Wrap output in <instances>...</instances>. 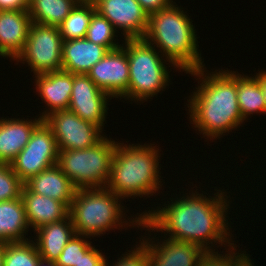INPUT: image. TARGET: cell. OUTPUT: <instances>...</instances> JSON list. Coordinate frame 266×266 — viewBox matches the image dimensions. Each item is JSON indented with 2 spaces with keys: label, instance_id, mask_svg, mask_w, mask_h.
<instances>
[{
  "label": "cell",
  "instance_id": "15",
  "mask_svg": "<svg viewBox=\"0 0 266 266\" xmlns=\"http://www.w3.org/2000/svg\"><path fill=\"white\" fill-rule=\"evenodd\" d=\"M36 90L46 103L48 109L42 112L43 120L51 113L69 108L73 86V74L65 70H58L34 76Z\"/></svg>",
  "mask_w": 266,
  "mask_h": 266
},
{
  "label": "cell",
  "instance_id": "8",
  "mask_svg": "<svg viewBox=\"0 0 266 266\" xmlns=\"http://www.w3.org/2000/svg\"><path fill=\"white\" fill-rule=\"evenodd\" d=\"M62 43L59 27L32 22L24 49L15 60L26 62L34 75L62 70Z\"/></svg>",
  "mask_w": 266,
  "mask_h": 266
},
{
  "label": "cell",
  "instance_id": "29",
  "mask_svg": "<svg viewBox=\"0 0 266 266\" xmlns=\"http://www.w3.org/2000/svg\"><path fill=\"white\" fill-rule=\"evenodd\" d=\"M23 185L11 165L0 164V202L19 198Z\"/></svg>",
  "mask_w": 266,
  "mask_h": 266
},
{
  "label": "cell",
  "instance_id": "18",
  "mask_svg": "<svg viewBox=\"0 0 266 266\" xmlns=\"http://www.w3.org/2000/svg\"><path fill=\"white\" fill-rule=\"evenodd\" d=\"M21 198L28 225L34 231L46 224L64 220L69 215V208L63 202L33 193L25 185Z\"/></svg>",
  "mask_w": 266,
  "mask_h": 266
},
{
  "label": "cell",
  "instance_id": "26",
  "mask_svg": "<svg viewBox=\"0 0 266 266\" xmlns=\"http://www.w3.org/2000/svg\"><path fill=\"white\" fill-rule=\"evenodd\" d=\"M40 261L33 240L6 243L3 266H39Z\"/></svg>",
  "mask_w": 266,
  "mask_h": 266
},
{
  "label": "cell",
  "instance_id": "28",
  "mask_svg": "<svg viewBox=\"0 0 266 266\" xmlns=\"http://www.w3.org/2000/svg\"><path fill=\"white\" fill-rule=\"evenodd\" d=\"M85 237V238H84ZM86 235L75 234L56 260L58 266H75L93 246ZM86 239V240H85Z\"/></svg>",
  "mask_w": 266,
  "mask_h": 266
},
{
  "label": "cell",
  "instance_id": "13",
  "mask_svg": "<svg viewBox=\"0 0 266 266\" xmlns=\"http://www.w3.org/2000/svg\"><path fill=\"white\" fill-rule=\"evenodd\" d=\"M87 75L100 90L112 98L122 99L129 86V63L126 51L122 47L108 51Z\"/></svg>",
  "mask_w": 266,
  "mask_h": 266
},
{
  "label": "cell",
  "instance_id": "36",
  "mask_svg": "<svg viewBox=\"0 0 266 266\" xmlns=\"http://www.w3.org/2000/svg\"><path fill=\"white\" fill-rule=\"evenodd\" d=\"M6 242L0 240V266H3Z\"/></svg>",
  "mask_w": 266,
  "mask_h": 266
},
{
  "label": "cell",
  "instance_id": "12",
  "mask_svg": "<svg viewBox=\"0 0 266 266\" xmlns=\"http://www.w3.org/2000/svg\"><path fill=\"white\" fill-rule=\"evenodd\" d=\"M96 11L115 29H120L124 39L143 38L148 26V14L137 0H92Z\"/></svg>",
  "mask_w": 266,
  "mask_h": 266
},
{
  "label": "cell",
  "instance_id": "19",
  "mask_svg": "<svg viewBox=\"0 0 266 266\" xmlns=\"http://www.w3.org/2000/svg\"><path fill=\"white\" fill-rule=\"evenodd\" d=\"M108 50L86 38L62 43V70L72 74H87Z\"/></svg>",
  "mask_w": 266,
  "mask_h": 266
},
{
  "label": "cell",
  "instance_id": "9",
  "mask_svg": "<svg viewBox=\"0 0 266 266\" xmlns=\"http://www.w3.org/2000/svg\"><path fill=\"white\" fill-rule=\"evenodd\" d=\"M58 152L53 131L43 120L10 165L19 179L25 183L41 171L56 165Z\"/></svg>",
  "mask_w": 266,
  "mask_h": 266
},
{
  "label": "cell",
  "instance_id": "38",
  "mask_svg": "<svg viewBox=\"0 0 266 266\" xmlns=\"http://www.w3.org/2000/svg\"><path fill=\"white\" fill-rule=\"evenodd\" d=\"M39 266H58V265L56 264V262L45 261L41 259Z\"/></svg>",
  "mask_w": 266,
  "mask_h": 266
},
{
  "label": "cell",
  "instance_id": "24",
  "mask_svg": "<svg viewBox=\"0 0 266 266\" xmlns=\"http://www.w3.org/2000/svg\"><path fill=\"white\" fill-rule=\"evenodd\" d=\"M237 98L244 120L253 113H265L264 94L256 75L249 77L237 73Z\"/></svg>",
  "mask_w": 266,
  "mask_h": 266
},
{
  "label": "cell",
  "instance_id": "17",
  "mask_svg": "<svg viewBox=\"0 0 266 266\" xmlns=\"http://www.w3.org/2000/svg\"><path fill=\"white\" fill-rule=\"evenodd\" d=\"M42 118L25 120L16 118L0 119V164L10 165L19 152L27 145L34 129Z\"/></svg>",
  "mask_w": 266,
  "mask_h": 266
},
{
  "label": "cell",
  "instance_id": "25",
  "mask_svg": "<svg viewBox=\"0 0 266 266\" xmlns=\"http://www.w3.org/2000/svg\"><path fill=\"white\" fill-rule=\"evenodd\" d=\"M96 12L92 0H80L58 26L63 41L85 38L91 18Z\"/></svg>",
  "mask_w": 266,
  "mask_h": 266
},
{
  "label": "cell",
  "instance_id": "11",
  "mask_svg": "<svg viewBox=\"0 0 266 266\" xmlns=\"http://www.w3.org/2000/svg\"><path fill=\"white\" fill-rule=\"evenodd\" d=\"M112 97L100 90L87 74H73L69 110L81 119L92 122L101 129L107 115V102Z\"/></svg>",
  "mask_w": 266,
  "mask_h": 266
},
{
  "label": "cell",
  "instance_id": "21",
  "mask_svg": "<svg viewBox=\"0 0 266 266\" xmlns=\"http://www.w3.org/2000/svg\"><path fill=\"white\" fill-rule=\"evenodd\" d=\"M36 247L42 260L56 262L67 243L76 234L71 217L52 222L35 230ZM37 240V241H36Z\"/></svg>",
  "mask_w": 266,
  "mask_h": 266
},
{
  "label": "cell",
  "instance_id": "16",
  "mask_svg": "<svg viewBox=\"0 0 266 266\" xmlns=\"http://www.w3.org/2000/svg\"><path fill=\"white\" fill-rule=\"evenodd\" d=\"M31 17L28 10L0 11V56L13 61L23 51Z\"/></svg>",
  "mask_w": 266,
  "mask_h": 266
},
{
  "label": "cell",
  "instance_id": "31",
  "mask_svg": "<svg viewBox=\"0 0 266 266\" xmlns=\"http://www.w3.org/2000/svg\"><path fill=\"white\" fill-rule=\"evenodd\" d=\"M139 242L140 244L136 245V248L133 247L134 250L122 254L123 257L121 256L117 262L115 261L113 266H149L147 243L143 238L142 241L140 238ZM105 266H109L107 262L105 263Z\"/></svg>",
  "mask_w": 266,
  "mask_h": 266
},
{
  "label": "cell",
  "instance_id": "2",
  "mask_svg": "<svg viewBox=\"0 0 266 266\" xmlns=\"http://www.w3.org/2000/svg\"><path fill=\"white\" fill-rule=\"evenodd\" d=\"M204 68L188 72L201 79L197 90L187 99L189 118L203 137L214 140L237 129L244 119L238 104L236 71L221 69L207 75Z\"/></svg>",
  "mask_w": 266,
  "mask_h": 266
},
{
  "label": "cell",
  "instance_id": "6",
  "mask_svg": "<svg viewBox=\"0 0 266 266\" xmlns=\"http://www.w3.org/2000/svg\"><path fill=\"white\" fill-rule=\"evenodd\" d=\"M124 40L122 48L127 53L129 63V86L122 98H131V101L135 102L152 99L151 97L157 96L161 90L169 86L170 72L165 64L170 63L174 68L177 67L171 61L164 60V56L157 52L160 49L156 50V45L149 44L143 38Z\"/></svg>",
  "mask_w": 266,
  "mask_h": 266
},
{
  "label": "cell",
  "instance_id": "5",
  "mask_svg": "<svg viewBox=\"0 0 266 266\" xmlns=\"http://www.w3.org/2000/svg\"><path fill=\"white\" fill-rule=\"evenodd\" d=\"M120 199L122 198L107 187L77 189L69 207V216L76 234L93 238L105 234L106 231L108 232L113 228H123V224L124 228L127 225L129 227L136 225L139 228L142 217L138 215L133 220L130 219L128 224L124 218L126 217L125 213L123 214L124 207L118 201Z\"/></svg>",
  "mask_w": 266,
  "mask_h": 266
},
{
  "label": "cell",
  "instance_id": "34",
  "mask_svg": "<svg viewBox=\"0 0 266 266\" xmlns=\"http://www.w3.org/2000/svg\"><path fill=\"white\" fill-rule=\"evenodd\" d=\"M28 0H0V11L28 10Z\"/></svg>",
  "mask_w": 266,
  "mask_h": 266
},
{
  "label": "cell",
  "instance_id": "32",
  "mask_svg": "<svg viewBox=\"0 0 266 266\" xmlns=\"http://www.w3.org/2000/svg\"><path fill=\"white\" fill-rule=\"evenodd\" d=\"M107 259L95 247H92L75 266H105Z\"/></svg>",
  "mask_w": 266,
  "mask_h": 266
},
{
  "label": "cell",
  "instance_id": "27",
  "mask_svg": "<svg viewBox=\"0 0 266 266\" xmlns=\"http://www.w3.org/2000/svg\"><path fill=\"white\" fill-rule=\"evenodd\" d=\"M116 31L114 26L96 11L91 18L85 38L112 51L122 47L114 40L115 37H118Z\"/></svg>",
  "mask_w": 266,
  "mask_h": 266
},
{
  "label": "cell",
  "instance_id": "37",
  "mask_svg": "<svg viewBox=\"0 0 266 266\" xmlns=\"http://www.w3.org/2000/svg\"><path fill=\"white\" fill-rule=\"evenodd\" d=\"M250 255H248L238 266H254V263L251 261Z\"/></svg>",
  "mask_w": 266,
  "mask_h": 266
},
{
  "label": "cell",
  "instance_id": "3",
  "mask_svg": "<svg viewBox=\"0 0 266 266\" xmlns=\"http://www.w3.org/2000/svg\"><path fill=\"white\" fill-rule=\"evenodd\" d=\"M175 4L173 2L169 7L148 15V26L143 39L153 46L156 44L164 59L187 74L205 65L197 48L198 37L193 21L183 8Z\"/></svg>",
  "mask_w": 266,
  "mask_h": 266
},
{
  "label": "cell",
  "instance_id": "10",
  "mask_svg": "<svg viewBox=\"0 0 266 266\" xmlns=\"http://www.w3.org/2000/svg\"><path fill=\"white\" fill-rule=\"evenodd\" d=\"M44 122L53 131L58 151L86 149L104 137L100 127L81 119L69 109L51 113Z\"/></svg>",
  "mask_w": 266,
  "mask_h": 266
},
{
  "label": "cell",
  "instance_id": "4",
  "mask_svg": "<svg viewBox=\"0 0 266 266\" xmlns=\"http://www.w3.org/2000/svg\"><path fill=\"white\" fill-rule=\"evenodd\" d=\"M123 144L117 142L106 187L123 200L131 196H152L162 183L159 149L154 144Z\"/></svg>",
  "mask_w": 266,
  "mask_h": 266
},
{
  "label": "cell",
  "instance_id": "23",
  "mask_svg": "<svg viewBox=\"0 0 266 266\" xmlns=\"http://www.w3.org/2000/svg\"><path fill=\"white\" fill-rule=\"evenodd\" d=\"M80 0H30L31 21L45 26H59Z\"/></svg>",
  "mask_w": 266,
  "mask_h": 266
},
{
  "label": "cell",
  "instance_id": "22",
  "mask_svg": "<svg viewBox=\"0 0 266 266\" xmlns=\"http://www.w3.org/2000/svg\"><path fill=\"white\" fill-rule=\"evenodd\" d=\"M21 196L0 202V240L6 243L23 242L29 230ZM25 233V234H24Z\"/></svg>",
  "mask_w": 266,
  "mask_h": 266
},
{
  "label": "cell",
  "instance_id": "7",
  "mask_svg": "<svg viewBox=\"0 0 266 266\" xmlns=\"http://www.w3.org/2000/svg\"><path fill=\"white\" fill-rule=\"evenodd\" d=\"M117 141L104 136L86 149L60 150L57 165L77 189L104 188L111 174Z\"/></svg>",
  "mask_w": 266,
  "mask_h": 266
},
{
  "label": "cell",
  "instance_id": "14",
  "mask_svg": "<svg viewBox=\"0 0 266 266\" xmlns=\"http://www.w3.org/2000/svg\"><path fill=\"white\" fill-rule=\"evenodd\" d=\"M149 238L143 239L147 243L149 266H198L205 252L195 243L166 238L156 244Z\"/></svg>",
  "mask_w": 266,
  "mask_h": 266
},
{
  "label": "cell",
  "instance_id": "20",
  "mask_svg": "<svg viewBox=\"0 0 266 266\" xmlns=\"http://www.w3.org/2000/svg\"><path fill=\"white\" fill-rule=\"evenodd\" d=\"M24 185L33 193L63 202L68 208L77 190L57 164L31 177Z\"/></svg>",
  "mask_w": 266,
  "mask_h": 266
},
{
  "label": "cell",
  "instance_id": "35",
  "mask_svg": "<svg viewBox=\"0 0 266 266\" xmlns=\"http://www.w3.org/2000/svg\"><path fill=\"white\" fill-rule=\"evenodd\" d=\"M256 76L259 78V83H260L261 89H262L263 94H264L265 114H266V70L257 73Z\"/></svg>",
  "mask_w": 266,
  "mask_h": 266
},
{
  "label": "cell",
  "instance_id": "30",
  "mask_svg": "<svg viewBox=\"0 0 266 266\" xmlns=\"http://www.w3.org/2000/svg\"><path fill=\"white\" fill-rule=\"evenodd\" d=\"M232 243L228 246L229 252L219 254L215 249L213 251H205L200 258L198 266H238L247 256L246 251L244 253L236 252V246ZM233 251V252H232ZM238 254V255H237Z\"/></svg>",
  "mask_w": 266,
  "mask_h": 266
},
{
  "label": "cell",
  "instance_id": "1",
  "mask_svg": "<svg viewBox=\"0 0 266 266\" xmlns=\"http://www.w3.org/2000/svg\"><path fill=\"white\" fill-rule=\"evenodd\" d=\"M224 191L217 190L209 198L193 191L190 196L183 194L181 199L165 203V207L141 213L139 226L148 228V232L164 231L170 234L168 238L198 244L204 251H213L211 246L217 244L230 246L234 242L226 219L230 202Z\"/></svg>",
  "mask_w": 266,
  "mask_h": 266
},
{
  "label": "cell",
  "instance_id": "33",
  "mask_svg": "<svg viewBox=\"0 0 266 266\" xmlns=\"http://www.w3.org/2000/svg\"><path fill=\"white\" fill-rule=\"evenodd\" d=\"M142 9L148 14H152L169 7L173 0H137Z\"/></svg>",
  "mask_w": 266,
  "mask_h": 266
}]
</instances>
